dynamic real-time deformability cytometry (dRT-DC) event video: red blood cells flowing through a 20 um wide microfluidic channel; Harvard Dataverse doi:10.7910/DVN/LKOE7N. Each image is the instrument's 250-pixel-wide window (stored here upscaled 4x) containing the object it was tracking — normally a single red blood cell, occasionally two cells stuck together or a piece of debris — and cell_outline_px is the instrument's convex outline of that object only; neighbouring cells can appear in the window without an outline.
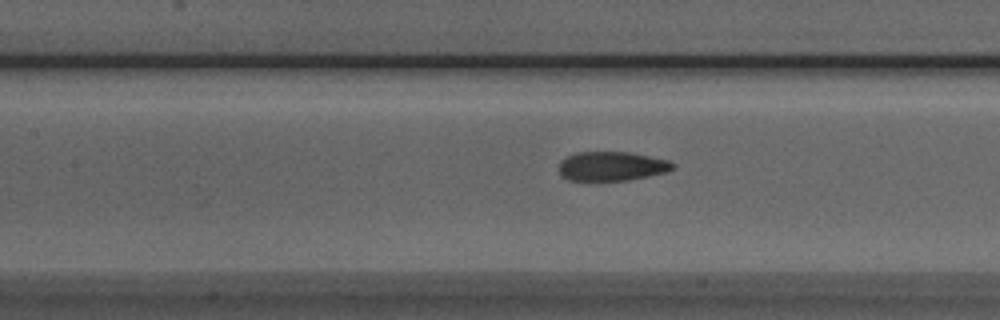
{"species": "Egyptian fruit bat (a non-hibernating species)", "species_latin": "Rousettus aegyptiacus", "temperature_condition": "room temperature", "stored_images_in_passage": 12, "camera_frame_rate_fps": 3000, "um_per_image_px": 0.085, "animal": {"sex": "male"}, "frame": {"image": 1, "passage_image": 9, "time_ms": 2.667, "image_size_px": [1000, 320], "cell_outline_px": [[676, 168], [668, 172], [628, 180], [568, 180], [560, 172], [560, 160], [576, 152], [632, 152], [668, 160], [676, 164]], "centroid_in_image_um": [52.06, 14.12], "position_along_channel_um": 155.3, "area_um2": 19.42}}